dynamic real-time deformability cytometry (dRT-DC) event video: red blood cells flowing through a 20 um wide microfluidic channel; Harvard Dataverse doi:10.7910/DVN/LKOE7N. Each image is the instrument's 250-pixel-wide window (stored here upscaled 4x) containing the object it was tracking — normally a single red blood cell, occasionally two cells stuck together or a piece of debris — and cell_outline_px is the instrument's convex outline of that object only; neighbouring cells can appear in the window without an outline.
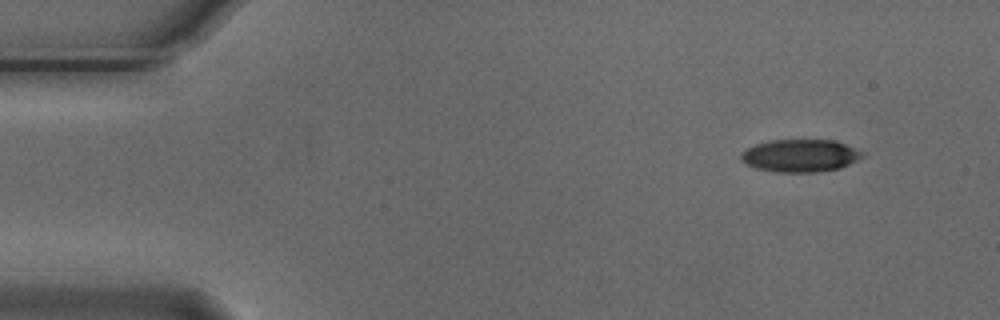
{"species": "Egyptian fruit bat (a non-hibernating species)", "species_latin": "Rousettus aegyptiacus", "temperature_condition": "cold", "stored_images_in_passage": 5, "camera_frame_rate_fps": 3000, "um_per_image_px": 0.085, "animal": {"sex": "male"}, "frame": {"image": 1, "passage_image": 1, "time_ms": 0.0, "image_size_px": [1000, 320], "cell_outline_px": [[864, 156], [840, 168], [816, 172], [776, 172], [756, 168], [744, 164], [740, 160], [740, 156], [748, 148], [756, 144], [772, 140], [836, 140], [864, 152]], "centroid_in_image_um": [68.02, 13.23], "position_along_channel_um": 17.0, "area_um2": 23.0}}
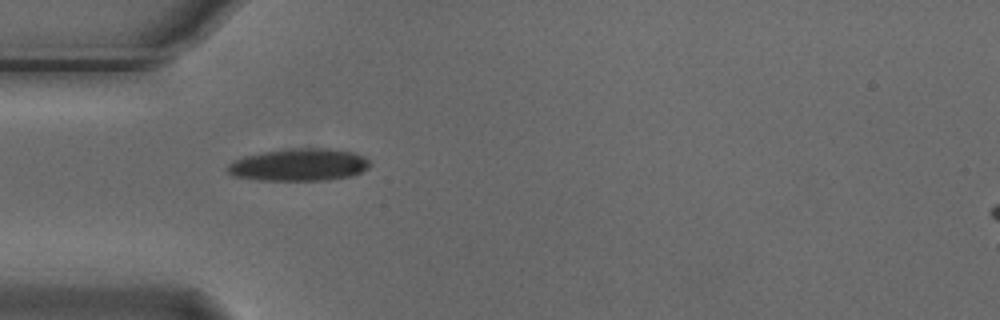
{"frame": {"image": 2, "passage_image": 4, "time_ms": 1.0, "image_size_px": [1000, 320], "cell_outline_px": [[372, 164], [368, 168], [352, 176], [328, 180], [260, 180], [232, 176], [228, 172], [228, 164], [232, 160], [244, 156], [264, 152], [292, 148], [332, 148], [352, 152], [364, 156]], "centroid_in_image_um": [25.43, 14.0], "position_along_channel_um": 59.6, "area_um2": 26.99}}
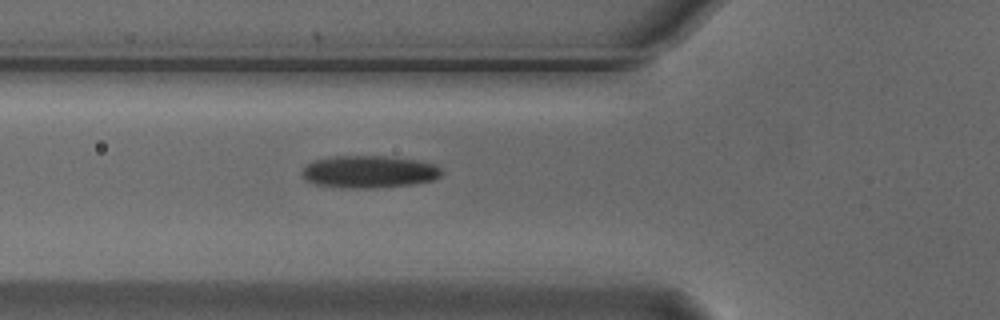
{"frame": {"image": 3, "passage_image": 5, "time_ms": 1.333, "image_size_px": [1000, 320], "cell_outline_px": [[444, 172], [436, 180], [412, 184], [376, 188], [340, 188], [316, 184], [304, 180], [300, 172], [312, 160], [332, 156], [388, 156], [420, 160], [436, 164]], "centroid_in_image_um": [31.38, 14.6], "position_along_channel_um": 94.4, "area_um2": 26.82}}